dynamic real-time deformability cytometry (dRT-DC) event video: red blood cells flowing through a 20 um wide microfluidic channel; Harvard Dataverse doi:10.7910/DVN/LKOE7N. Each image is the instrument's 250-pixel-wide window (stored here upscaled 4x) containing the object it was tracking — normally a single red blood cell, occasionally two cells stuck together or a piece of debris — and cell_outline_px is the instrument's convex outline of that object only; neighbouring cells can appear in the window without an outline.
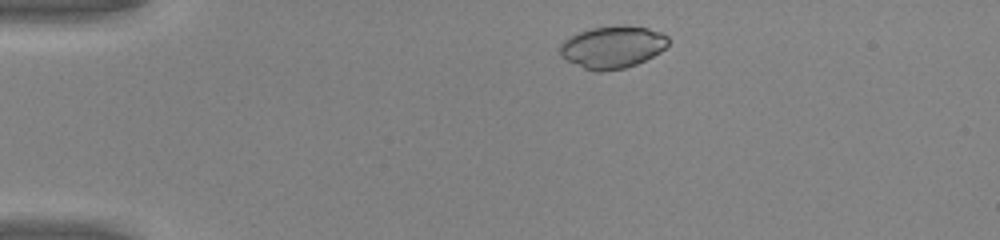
{"species": "common noctule bat (a hibernating species)", "species_latin": "Nyctalus noctula", "temperature_condition": "warm", "stored_images_in_passage": 39, "camera_frame_rate_fps": 3000, "um_per_image_px": 0.085, "animal": {"sex": "male", "body_mass_g": 20.0, "forearm_length_mm": 53.3}, "frame": {"image": 1, "passage_image": 3, "time_ms": 0.667, "image_size_px": [1000, 240], "cell_outline_px": [[668, 44], [660, 52], [636, 64], [624, 68], [600, 72], [596, 72], [584, 68], [560, 56], [560, 44], [564, 40], [580, 32], [592, 28], [616, 24], [628, 24], [648, 28], [660, 32], [668, 36]], "centroid_in_image_um": [52.08, 3.98], "position_along_channel_um": 32.9, "area_um2": 26.7}}
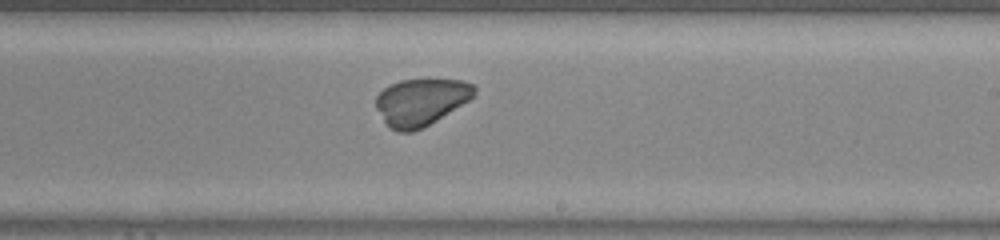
{"frame": {"image": 2, "passage_image": 23, "time_ms": 7.333, "image_size_px": [1000, 240], "cell_outline_px": [[476, 92], [468, 100], [436, 120], [412, 132], [396, 132], [388, 128], [376, 108], [376, 96], [384, 88], [400, 80], [436, 76], [460, 80], [476, 84]], "centroid_in_image_um": [35.78, 8.61], "position_along_channel_um": 253.2, "area_um2": 27.51}}
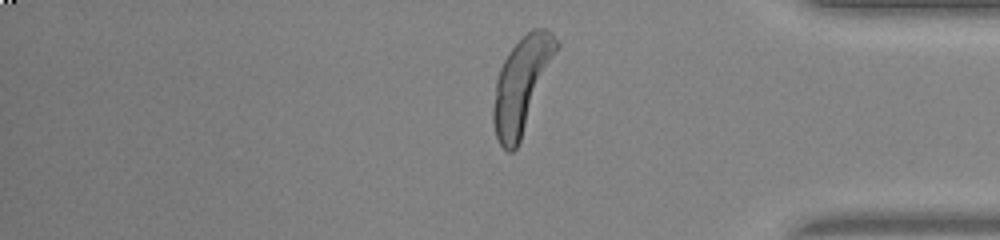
{"frame": {"image": 3, "passage_image": 34, "time_ms": 11.0, "image_size_px": [1000, 240], "cell_outline_px": [[560, 44], [520, 140], [516, 148], [512, 152], [508, 152], [500, 144], [496, 136], [492, 120], [492, 108], [496, 80], [500, 68], [508, 52], [532, 28], [544, 28], [552, 32]], "centroid_in_image_um": [44.32, 7.19], "position_along_channel_um": 390.9, "area_um2": 34.16}, "authors_computed_cell_mechanics": {"area_um2": 29.3624, "velocity_mm_per_s": 4.2279, "shape_relaxation_time_tau1_ms": 3.8048, "shape_relaxation_time_tau2_ms": null, "deformation_change_tau1": 0.2568, "deformation_change_tau2": null}}